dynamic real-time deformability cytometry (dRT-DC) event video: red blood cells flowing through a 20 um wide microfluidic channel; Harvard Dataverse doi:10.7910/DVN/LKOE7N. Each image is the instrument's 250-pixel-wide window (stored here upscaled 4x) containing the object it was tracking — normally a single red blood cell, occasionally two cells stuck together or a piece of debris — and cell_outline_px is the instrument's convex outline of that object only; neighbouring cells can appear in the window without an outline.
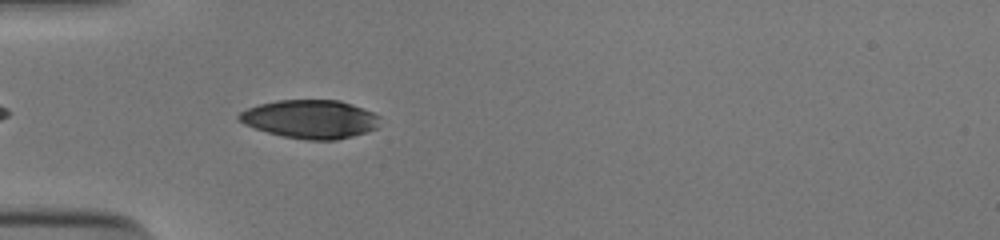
{"species": "human", "species_latin": "Homo sapiens", "temperature_condition": "cold", "stored_images_in_passage": 34, "camera_frame_rate_fps": 3000, "um_per_image_px": 0.085, "donor": {"sex": "male"}, "frame": {"image": 1, "passage_image": 3, "time_ms": 0.667, "image_size_px": [1000, 240], "cell_outline_px": [[380, 116], [376, 128], [352, 136], [336, 140], [308, 140], [284, 136], [268, 132], [244, 124], [236, 116], [240, 112], [248, 108], [260, 104], [276, 100], [340, 100], [352, 104], [372, 112]], "centroid_in_image_um": [26.37, 10.12], "position_along_channel_um": 58.6, "area_um2": 31.33}}
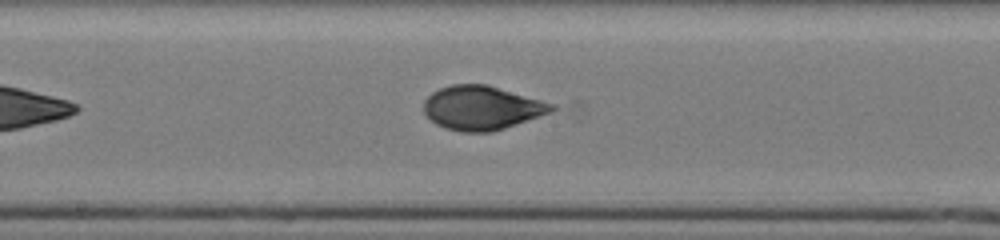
{"frame": {"image": 2, "passage_image": 15, "time_ms": 4.667, "image_size_px": [1000, 240], "cell_outline_px": [[556, 108], [552, 112], [492, 132], [460, 132], [444, 128], [436, 124], [424, 112], [424, 100], [432, 92], [440, 88], [452, 84], [488, 84], [556, 104]], "centroid_in_image_um": [40.97, 9.16], "position_along_channel_um": 207.2, "area_um2": 32.89}}
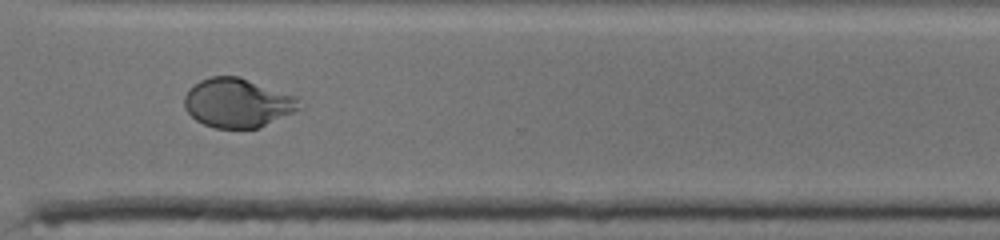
{"frame": {"image": 3, "passage_image": 26, "time_ms": 8.333, "image_size_px": [1000, 240], "cell_outline_px": [[304, 108], [260, 128], [216, 128], [204, 124], [196, 120], [184, 108], [184, 96], [200, 80], [212, 76], [240, 76], [300, 96]], "centroid_in_image_um": [20.3, 8.74], "position_along_channel_um": 350.3, "area_um2": 33.52}, "authors_computed_cell_mechanics": {"area_um2": 32.6281, "velocity_mm_per_s": 3.9007, "shape_relaxation_time_tau1_ms": 4.8022, "shape_relaxation_time_tau2_ms": 0.9741, "deformation_change_tau1": 0.1809, "deformation_change_tau2": 0.0504}}